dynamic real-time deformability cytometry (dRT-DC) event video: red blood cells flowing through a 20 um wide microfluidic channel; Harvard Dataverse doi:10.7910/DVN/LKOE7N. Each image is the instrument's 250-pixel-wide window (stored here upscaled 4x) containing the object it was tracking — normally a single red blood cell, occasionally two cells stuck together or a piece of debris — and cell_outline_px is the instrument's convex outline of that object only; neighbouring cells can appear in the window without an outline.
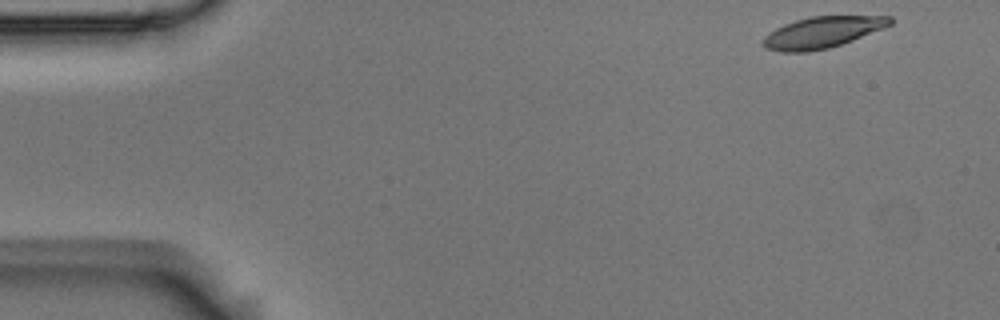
{"species": "Egyptian fruit bat (a non-hibernating species)", "species_latin": "Rousettus aegyptiacus", "temperature_condition": "room temperature", "stored_images_in_passage": 5, "camera_frame_rate_fps": 3000, "um_per_image_px": 0.085, "animal": {"sex": "male"}, "frame": {"image": 1, "passage_image": 1, "time_ms": 0.0, "image_size_px": [1000, 320], "cell_outline_px": [[892, 24], [884, 28], [852, 40], [828, 48], [808, 52], [780, 52], [768, 48], [760, 44], [764, 36], [768, 32], [784, 24], [796, 20], [812, 16], [892, 16]], "centroid_in_image_um": [69.86, 2.75], "position_along_channel_um": 15.1, "area_um2": 23.12}}
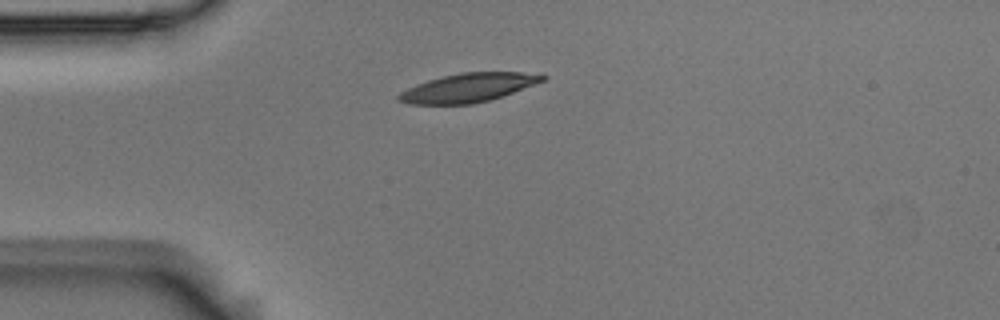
{"frame": {"image": 2, "passage_image": 4, "time_ms": 1.0, "image_size_px": [1000, 320], "cell_outline_px": [[548, 76], [544, 80], [512, 92], [488, 100], [472, 104], [408, 104], [396, 100], [396, 96], [400, 92], [416, 84], [428, 80], [460, 72], [524, 72]], "centroid_in_image_um": [39.73, 7.45], "position_along_channel_um": 45.3, "area_um2": 23.81}}